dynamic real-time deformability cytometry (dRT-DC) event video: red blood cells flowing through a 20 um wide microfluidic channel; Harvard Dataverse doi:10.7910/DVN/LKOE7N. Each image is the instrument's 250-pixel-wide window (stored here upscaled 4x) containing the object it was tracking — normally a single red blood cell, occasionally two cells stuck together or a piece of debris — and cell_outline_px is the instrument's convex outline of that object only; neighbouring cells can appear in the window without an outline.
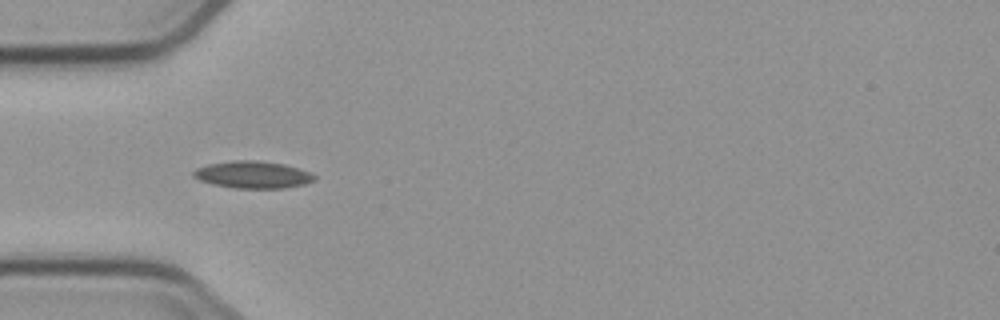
{"species": "common noctule bat (a hibernating species)", "species_latin": "Nyctalus noctula", "temperature_condition": "cold", "stored_images_in_passage": 7, "camera_frame_rate_fps": 3000, "um_per_image_px": 0.085, "animal": {"sex": "male", "body_mass_g": 23.1, "forearm_length_mm": 52.7}, "frame": {"image": 1, "passage_image": 6, "time_ms": 5.667, "image_size_px": [1000, 320], "cell_outline_px": [[316, 180], [304, 184], [284, 188], [236, 188], [212, 184], [200, 180], [192, 176], [192, 172], [196, 168], [208, 164], [232, 160], [256, 160], [284, 164], [308, 172], [316, 176]], "centroid_in_image_um": [21.46, 14.84], "position_along_channel_um": 63.5, "area_um2": 19.07}}
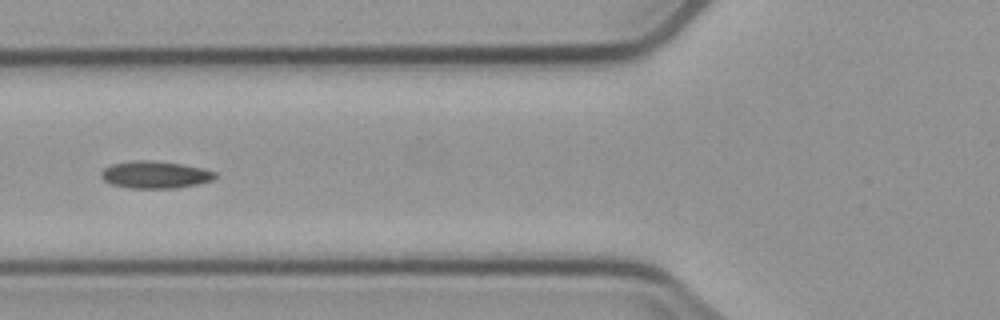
{"frame": {"image": 2, "passage_image": 7, "time_ms": 7.0, "image_size_px": [1000, 320], "cell_outline_px": [[216, 176], [212, 180], [196, 184], [176, 188], [128, 188], [112, 184], [104, 180], [100, 176], [100, 172], [104, 168], [112, 164], [132, 160], [148, 160], [180, 164], [200, 168], [216, 172]], "centroid_in_image_um": [13.14, 14.85], "position_along_channel_um": 112.7, "area_um2": 17.92}}